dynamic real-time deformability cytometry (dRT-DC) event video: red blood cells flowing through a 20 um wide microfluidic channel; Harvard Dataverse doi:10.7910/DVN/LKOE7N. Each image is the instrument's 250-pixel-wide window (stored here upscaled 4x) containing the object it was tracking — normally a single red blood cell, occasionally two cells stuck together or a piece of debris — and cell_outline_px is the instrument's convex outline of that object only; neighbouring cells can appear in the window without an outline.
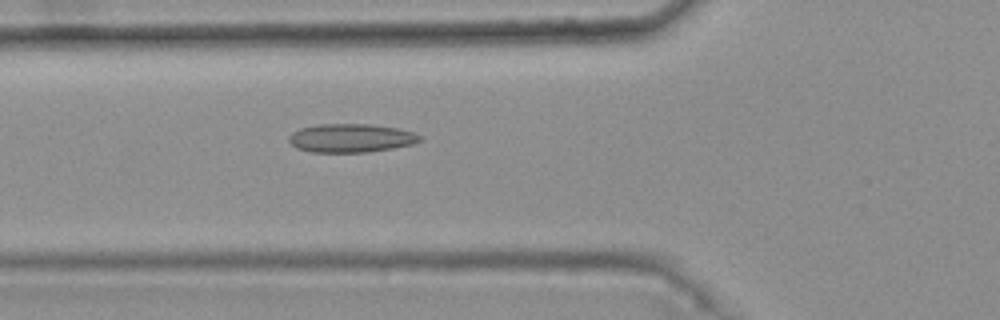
{"species": "common noctule bat (a hibernating species)", "species_latin": "Nyctalus noctula", "temperature_condition": "warm", "stored_images_in_passage": 43, "camera_frame_rate_fps": 3000, "um_per_image_px": 0.085, "animal": {"sex": "female", "body_mass_g": 25.1}, "frame": {"image": 1, "passage_image": 14, "time_ms": 4.333, "image_size_px": [1000, 320], "cell_outline_px": [[424, 140], [412, 144], [392, 148], [368, 152], [312, 152], [296, 148], [288, 140], [288, 136], [292, 132], [300, 128], [320, 124], [372, 124], [400, 128], [424, 136]], "centroid_in_image_um": [29.87, 11.73], "position_along_channel_um": 95.9, "area_um2": 22.02}}
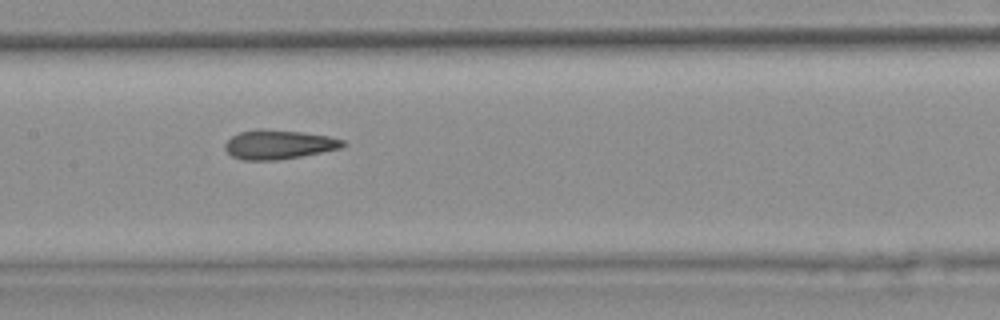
{"frame": {"image": 2, "passage_image": 21, "time_ms": 6.667, "image_size_px": [1000, 320], "cell_outline_px": [[348, 144], [340, 148], [300, 156], [276, 160], [244, 160], [232, 156], [224, 148], [224, 144], [232, 136], [240, 132], [256, 128], [264, 128], [300, 132], [328, 136], [344, 140]], "centroid_in_image_um": [23.66, 12.27], "position_along_channel_um": 183.7, "area_um2": 20.0}}
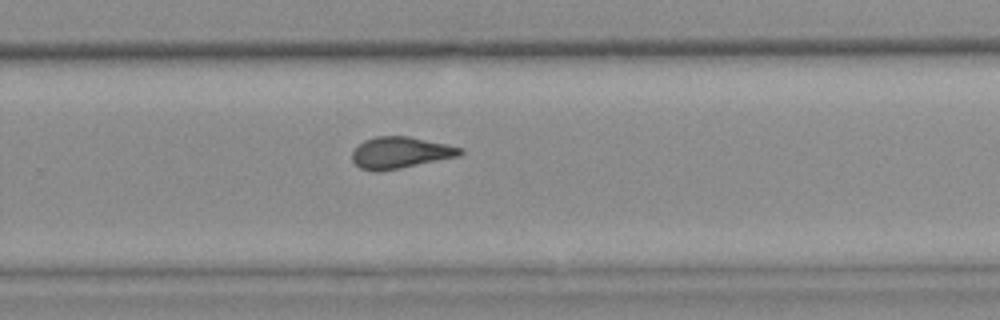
{"frame": {"image": 3, "passage_image": 30, "time_ms": 9.667, "image_size_px": [1000, 320], "cell_outline_px": [[464, 152], [460, 156], [380, 172], [372, 172], [360, 168], [352, 160], [352, 152], [364, 140], [376, 136], [408, 136], [448, 144], [464, 148]], "centroid_in_image_um": [34.05, 12.98], "position_along_channel_um": 295.8, "area_um2": 20.0}, "authors_computed_cell_mechanics": {"area_um2": 20.0566, "velocity_mm_per_s": 3.7521, "shape_relaxation_time_tau1_ms": null, "shape_relaxation_time_tau2_ms": 1.9837, "deformation_change_tau1": null, "deformation_change_tau2": 0.0933}}